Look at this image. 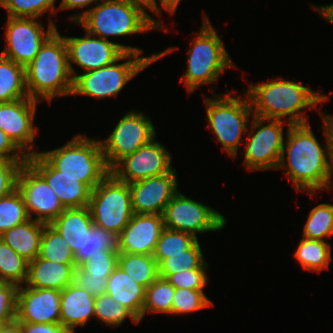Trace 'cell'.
<instances>
[{"mask_svg":"<svg viewBox=\"0 0 333 333\" xmlns=\"http://www.w3.org/2000/svg\"><path fill=\"white\" fill-rule=\"evenodd\" d=\"M320 115L323 119L325 149L313 134L309 123L287 126V139L277 167V169H286V177L291 180L297 192L305 190L310 197L319 190H329L333 187L326 114L321 111Z\"/></svg>","mask_w":333,"mask_h":333,"instance_id":"obj_1","label":"cell"},{"mask_svg":"<svg viewBox=\"0 0 333 333\" xmlns=\"http://www.w3.org/2000/svg\"><path fill=\"white\" fill-rule=\"evenodd\" d=\"M245 94L250 100L253 115L284 120L288 126L309 123L304 110L317 108L318 104L329 100L326 94L283 77L261 84L251 83Z\"/></svg>","mask_w":333,"mask_h":333,"instance_id":"obj_2","label":"cell"},{"mask_svg":"<svg viewBox=\"0 0 333 333\" xmlns=\"http://www.w3.org/2000/svg\"><path fill=\"white\" fill-rule=\"evenodd\" d=\"M89 34L109 40L108 37H124L145 33L152 29H168L146 12L145 7L128 0H101L90 9L70 16Z\"/></svg>","mask_w":333,"mask_h":333,"instance_id":"obj_3","label":"cell"},{"mask_svg":"<svg viewBox=\"0 0 333 333\" xmlns=\"http://www.w3.org/2000/svg\"><path fill=\"white\" fill-rule=\"evenodd\" d=\"M25 76L29 98L50 103L56 97L71 96L73 77L68 64L67 46L58 29L25 66Z\"/></svg>","mask_w":333,"mask_h":333,"instance_id":"obj_4","label":"cell"},{"mask_svg":"<svg viewBox=\"0 0 333 333\" xmlns=\"http://www.w3.org/2000/svg\"><path fill=\"white\" fill-rule=\"evenodd\" d=\"M178 47H168L162 52L150 56L138 53H124L114 63L90 70L73 77L71 95H84L97 99L117 97L124 86L153 62L162 59ZM123 63L119 61L125 60Z\"/></svg>","mask_w":333,"mask_h":333,"instance_id":"obj_5","label":"cell"},{"mask_svg":"<svg viewBox=\"0 0 333 333\" xmlns=\"http://www.w3.org/2000/svg\"><path fill=\"white\" fill-rule=\"evenodd\" d=\"M202 22L199 33L190 43L187 70L181 78L189 94L202 85L209 86L218 81L227 68L236 67L207 15Z\"/></svg>","mask_w":333,"mask_h":333,"instance_id":"obj_6","label":"cell"},{"mask_svg":"<svg viewBox=\"0 0 333 333\" xmlns=\"http://www.w3.org/2000/svg\"><path fill=\"white\" fill-rule=\"evenodd\" d=\"M39 153L62 175L77 178L93 190L109 173L100 140L74 136L65 145Z\"/></svg>","mask_w":333,"mask_h":333,"instance_id":"obj_7","label":"cell"},{"mask_svg":"<svg viewBox=\"0 0 333 333\" xmlns=\"http://www.w3.org/2000/svg\"><path fill=\"white\" fill-rule=\"evenodd\" d=\"M215 99L204 97L208 127L215 134L220 142L223 151L235 159L239 151L240 144L244 145L242 136L246 135L250 116L253 114L250 100L246 97L238 98L231 96V93L217 94Z\"/></svg>","mask_w":333,"mask_h":333,"instance_id":"obj_8","label":"cell"},{"mask_svg":"<svg viewBox=\"0 0 333 333\" xmlns=\"http://www.w3.org/2000/svg\"><path fill=\"white\" fill-rule=\"evenodd\" d=\"M88 208L93 224L119 235L134 215L129 184L110 172L91 191Z\"/></svg>","mask_w":333,"mask_h":333,"instance_id":"obj_9","label":"cell"},{"mask_svg":"<svg viewBox=\"0 0 333 333\" xmlns=\"http://www.w3.org/2000/svg\"><path fill=\"white\" fill-rule=\"evenodd\" d=\"M283 121L253 115L243 151V165L249 171L277 169L285 142Z\"/></svg>","mask_w":333,"mask_h":333,"instance_id":"obj_10","label":"cell"},{"mask_svg":"<svg viewBox=\"0 0 333 333\" xmlns=\"http://www.w3.org/2000/svg\"><path fill=\"white\" fill-rule=\"evenodd\" d=\"M155 127L143 112L131 110L116 124L108 138L100 140L104 161L111 170L125 156L155 138Z\"/></svg>","mask_w":333,"mask_h":333,"instance_id":"obj_11","label":"cell"},{"mask_svg":"<svg viewBox=\"0 0 333 333\" xmlns=\"http://www.w3.org/2000/svg\"><path fill=\"white\" fill-rule=\"evenodd\" d=\"M162 216L164 228L187 232L196 238L198 233L222 230L227 220L213 207L190 199L179 191L167 204Z\"/></svg>","mask_w":333,"mask_h":333,"instance_id":"obj_12","label":"cell"},{"mask_svg":"<svg viewBox=\"0 0 333 333\" xmlns=\"http://www.w3.org/2000/svg\"><path fill=\"white\" fill-rule=\"evenodd\" d=\"M6 22V46L0 53L22 66H27L37 55L45 41L57 30L55 21L50 20L44 31L38 18L9 17Z\"/></svg>","mask_w":333,"mask_h":333,"instance_id":"obj_13","label":"cell"},{"mask_svg":"<svg viewBox=\"0 0 333 333\" xmlns=\"http://www.w3.org/2000/svg\"><path fill=\"white\" fill-rule=\"evenodd\" d=\"M63 37L67 46L68 64L72 77L78 73L72 63L79 65L78 67L87 72L114 63L124 53H143L140 48L105 40L89 34L86 30L85 37Z\"/></svg>","mask_w":333,"mask_h":333,"instance_id":"obj_14","label":"cell"},{"mask_svg":"<svg viewBox=\"0 0 333 333\" xmlns=\"http://www.w3.org/2000/svg\"><path fill=\"white\" fill-rule=\"evenodd\" d=\"M16 189L31 219L50 224L65 209L45 178L28 161L19 169Z\"/></svg>","mask_w":333,"mask_h":333,"instance_id":"obj_15","label":"cell"},{"mask_svg":"<svg viewBox=\"0 0 333 333\" xmlns=\"http://www.w3.org/2000/svg\"><path fill=\"white\" fill-rule=\"evenodd\" d=\"M172 154L156 137L133 154L121 159L110 172L120 181L131 184L170 172Z\"/></svg>","mask_w":333,"mask_h":333,"instance_id":"obj_16","label":"cell"},{"mask_svg":"<svg viewBox=\"0 0 333 333\" xmlns=\"http://www.w3.org/2000/svg\"><path fill=\"white\" fill-rule=\"evenodd\" d=\"M38 102L28 97L0 103V129L27 157L38 153L33 147L38 134V127L34 126Z\"/></svg>","mask_w":333,"mask_h":333,"instance_id":"obj_17","label":"cell"},{"mask_svg":"<svg viewBox=\"0 0 333 333\" xmlns=\"http://www.w3.org/2000/svg\"><path fill=\"white\" fill-rule=\"evenodd\" d=\"M176 174L173 168L168 173L129 184L133 213L162 215L167 204L179 191Z\"/></svg>","mask_w":333,"mask_h":333,"instance_id":"obj_18","label":"cell"},{"mask_svg":"<svg viewBox=\"0 0 333 333\" xmlns=\"http://www.w3.org/2000/svg\"><path fill=\"white\" fill-rule=\"evenodd\" d=\"M21 285L17 293L18 322L60 323V291Z\"/></svg>","mask_w":333,"mask_h":333,"instance_id":"obj_19","label":"cell"},{"mask_svg":"<svg viewBox=\"0 0 333 333\" xmlns=\"http://www.w3.org/2000/svg\"><path fill=\"white\" fill-rule=\"evenodd\" d=\"M163 229L162 215L134 214L118 235V252L153 255Z\"/></svg>","mask_w":333,"mask_h":333,"instance_id":"obj_20","label":"cell"},{"mask_svg":"<svg viewBox=\"0 0 333 333\" xmlns=\"http://www.w3.org/2000/svg\"><path fill=\"white\" fill-rule=\"evenodd\" d=\"M27 161L45 178L65 208H82L89 204L91 189L77 178L62 175L39 152Z\"/></svg>","mask_w":333,"mask_h":333,"instance_id":"obj_21","label":"cell"},{"mask_svg":"<svg viewBox=\"0 0 333 333\" xmlns=\"http://www.w3.org/2000/svg\"><path fill=\"white\" fill-rule=\"evenodd\" d=\"M50 225L67 241L76 266L83 264L84 242L93 226L88 206L65 208Z\"/></svg>","mask_w":333,"mask_h":333,"instance_id":"obj_22","label":"cell"},{"mask_svg":"<svg viewBox=\"0 0 333 333\" xmlns=\"http://www.w3.org/2000/svg\"><path fill=\"white\" fill-rule=\"evenodd\" d=\"M94 305L95 297L71 283L60 291V324L76 333V326L83 327L94 317Z\"/></svg>","mask_w":333,"mask_h":333,"instance_id":"obj_23","label":"cell"},{"mask_svg":"<svg viewBox=\"0 0 333 333\" xmlns=\"http://www.w3.org/2000/svg\"><path fill=\"white\" fill-rule=\"evenodd\" d=\"M76 264H61L39 256L28 263L25 286L62 291L73 283Z\"/></svg>","mask_w":333,"mask_h":333,"instance_id":"obj_24","label":"cell"},{"mask_svg":"<svg viewBox=\"0 0 333 333\" xmlns=\"http://www.w3.org/2000/svg\"><path fill=\"white\" fill-rule=\"evenodd\" d=\"M106 293L120 305L127 308L138 321H142L145 288L136 283L119 266L114 269L107 279Z\"/></svg>","mask_w":333,"mask_h":333,"instance_id":"obj_25","label":"cell"},{"mask_svg":"<svg viewBox=\"0 0 333 333\" xmlns=\"http://www.w3.org/2000/svg\"><path fill=\"white\" fill-rule=\"evenodd\" d=\"M46 223L29 218L25 222L4 231L0 239L26 261L38 257L40 241Z\"/></svg>","mask_w":333,"mask_h":333,"instance_id":"obj_26","label":"cell"},{"mask_svg":"<svg viewBox=\"0 0 333 333\" xmlns=\"http://www.w3.org/2000/svg\"><path fill=\"white\" fill-rule=\"evenodd\" d=\"M28 97L25 67L0 55V103Z\"/></svg>","mask_w":333,"mask_h":333,"instance_id":"obj_27","label":"cell"},{"mask_svg":"<svg viewBox=\"0 0 333 333\" xmlns=\"http://www.w3.org/2000/svg\"><path fill=\"white\" fill-rule=\"evenodd\" d=\"M117 266L145 289L159 277L158 263L153 255L119 252Z\"/></svg>","mask_w":333,"mask_h":333,"instance_id":"obj_28","label":"cell"},{"mask_svg":"<svg viewBox=\"0 0 333 333\" xmlns=\"http://www.w3.org/2000/svg\"><path fill=\"white\" fill-rule=\"evenodd\" d=\"M296 261L303 269L316 273L328 269L331 258V246L326 241L302 237L294 252Z\"/></svg>","mask_w":333,"mask_h":333,"instance_id":"obj_29","label":"cell"},{"mask_svg":"<svg viewBox=\"0 0 333 333\" xmlns=\"http://www.w3.org/2000/svg\"><path fill=\"white\" fill-rule=\"evenodd\" d=\"M208 266L199 240H197L189 249L184 251V254L167 255V258L158 265L159 277L167 279L172 274L197 268H208Z\"/></svg>","mask_w":333,"mask_h":333,"instance_id":"obj_30","label":"cell"},{"mask_svg":"<svg viewBox=\"0 0 333 333\" xmlns=\"http://www.w3.org/2000/svg\"><path fill=\"white\" fill-rule=\"evenodd\" d=\"M38 256L56 263L75 264L74 254L67 241L50 224L44 226Z\"/></svg>","mask_w":333,"mask_h":333,"instance_id":"obj_31","label":"cell"},{"mask_svg":"<svg viewBox=\"0 0 333 333\" xmlns=\"http://www.w3.org/2000/svg\"><path fill=\"white\" fill-rule=\"evenodd\" d=\"M175 288L166 280L158 277L145 289L142 320L146 313L172 314Z\"/></svg>","mask_w":333,"mask_h":333,"instance_id":"obj_32","label":"cell"},{"mask_svg":"<svg viewBox=\"0 0 333 333\" xmlns=\"http://www.w3.org/2000/svg\"><path fill=\"white\" fill-rule=\"evenodd\" d=\"M302 237L325 241L333 236V204L320 203L310 210Z\"/></svg>","mask_w":333,"mask_h":333,"instance_id":"obj_33","label":"cell"},{"mask_svg":"<svg viewBox=\"0 0 333 333\" xmlns=\"http://www.w3.org/2000/svg\"><path fill=\"white\" fill-rule=\"evenodd\" d=\"M197 240L198 238L190 233L164 228L157 241L153 257L159 265L167 258V255L184 254V251Z\"/></svg>","mask_w":333,"mask_h":333,"instance_id":"obj_34","label":"cell"},{"mask_svg":"<svg viewBox=\"0 0 333 333\" xmlns=\"http://www.w3.org/2000/svg\"><path fill=\"white\" fill-rule=\"evenodd\" d=\"M28 263L0 239V279L18 286L25 284Z\"/></svg>","mask_w":333,"mask_h":333,"instance_id":"obj_35","label":"cell"},{"mask_svg":"<svg viewBox=\"0 0 333 333\" xmlns=\"http://www.w3.org/2000/svg\"><path fill=\"white\" fill-rule=\"evenodd\" d=\"M128 317L133 323H140L127 308L116 302L109 294L95 297L94 318L101 323L115 328L120 326Z\"/></svg>","mask_w":333,"mask_h":333,"instance_id":"obj_36","label":"cell"},{"mask_svg":"<svg viewBox=\"0 0 333 333\" xmlns=\"http://www.w3.org/2000/svg\"><path fill=\"white\" fill-rule=\"evenodd\" d=\"M28 219L25 203L17 189L0 198V235Z\"/></svg>","mask_w":333,"mask_h":333,"instance_id":"obj_37","label":"cell"},{"mask_svg":"<svg viewBox=\"0 0 333 333\" xmlns=\"http://www.w3.org/2000/svg\"><path fill=\"white\" fill-rule=\"evenodd\" d=\"M57 0H2L0 7L7 10L9 17L39 18L45 12H58L55 9Z\"/></svg>","mask_w":333,"mask_h":333,"instance_id":"obj_38","label":"cell"},{"mask_svg":"<svg viewBox=\"0 0 333 333\" xmlns=\"http://www.w3.org/2000/svg\"><path fill=\"white\" fill-rule=\"evenodd\" d=\"M212 306L214 303L207 298L203 290L175 288L172 315L193 313Z\"/></svg>","mask_w":333,"mask_h":333,"instance_id":"obj_39","label":"cell"},{"mask_svg":"<svg viewBox=\"0 0 333 333\" xmlns=\"http://www.w3.org/2000/svg\"><path fill=\"white\" fill-rule=\"evenodd\" d=\"M104 250H118V235L93 224L84 242L83 263Z\"/></svg>","mask_w":333,"mask_h":333,"instance_id":"obj_40","label":"cell"},{"mask_svg":"<svg viewBox=\"0 0 333 333\" xmlns=\"http://www.w3.org/2000/svg\"><path fill=\"white\" fill-rule=\"evenodd\" d=\"M118 255V250H104L96 256L91 255L79 267L90 276L109 277L118 265Z\"/></svg>","mask_w":333,"mask_h":333,"instance_id":"obj_41","label":"cell"},{"mask_svg":"<svg viewBox=\"0 0 333 333\" xmlns=\"http://www.w3.org/2000/svg\"><path fill=\"white\" fill-rule=\"evenodd\" d=\"M19 286L0 279V324L16 320Z\"/></svg>","mask_w":333,"mask_h":333,"instance_id":"obj_42","label":"cell"},{"mask_svg":"<svg viewBox=\"0 0 333 333\" xmlns=\"http://www.w3.org/2000/svg\"><path fill=\"white\" fill-rule=\"evenodd\" d=\"M208 268H197L170 275L166 280L174 288L204 290L208 285Z\"/></svg>","mask_w":333,"mask_h":333,"instance_id":"obj_43","label":"cell"},{"mask_svg":"<svg viewBox=\"0 0 333 333\" xmlns=\"http://www.w3.org/2000/svg\"><path fill=\"white\" fill-rule=\"evenodd\" d=\"M26 161L0 159V198L9 195L16 189L19 169Z\"/></svg>","mask_w":333,"mask_h":333,"instance_id":"obj_44","label":"cell"},{"mask_svg":"<svg viewBox=\"0 0 333 333\" xmlns=\"http://www.w3.org/2000/svg\"><path fill=\"white\" fill-rule=\"evenodd\" d=\"M108 277L90 276L79 266L74 268L73 283L87 290L93 297L106 294Z\"/></svg>","mask_w":333,"mask_h":333,"instance_id":"obj_45","label":"cell"},{"mask_svg":"<svg viewBox=\"0 0 333 333\" xmlns=\"http://www.w3.org/2000/svg\"><path fill=\"white\" fill-rule=\"evenodd\" d=\"M12 153V154H11ZM0 159L27 160L24 154L14 142L0 129Z\"/></svg>","mask_w":333,"mask_h":333,"instance_id":"obj_46","label":"cell"},{"mask_svg":"<svg viewBox=\"0 0 333 333\" xmlns=\"http://www.w3.org/2000/svg\"><path fill=\"white\" fill-rule=\"evenodd\" d=\"M22 333H71L60 323H29L19 322Z\"/></svg>","mask_w":333,"mask_h":333,"instance_id":"obj_47","label":"cell"},{"mask_svg":"<svg viewBox=\"0 0 333 333\" xmlns=\"http://www.w3.org/2000/svg\"><path fill=\"white\" fill-rule=\"evenodd\" d=\"M99 1L101 0H61L57 10H74L75 8H85L90 6L92 3L97 4Z\"/></svg>","mask_w":333,"mask_h":333,"instance_id":"obj_48","label":"cell"},{"mask_svg":"<svg viewBox=\"0 0 333 333\" xmlns=\"http://www.w3.org/2000/svg\"><path fill=\"white\" fill-rule=\"evenodd\" d=\"M326 129L329 139L330 164L333 169V116L326 115Z\"/></svg>","mask_w":333,"mask_h":333,"instance_id":"obj_49","label":"cell"},{"mask_svg":"<svg viewBox=\"0 0 333 333\" xmlns=\"http://www.w3.org/2000/svg\"><path fill=\"white\" fill-rule=\"evenodd\" d=\"M311 7L333 25V4Z\"/></svg>","mask_w":333,"mask_h":333,"instance_id":"obj_50","label":"cell"},{"mask_svg":"<svg viewBox=\"0 0 333 333\" xmlns=\"http://www.w3.org/2000/svg\"><path fill=\"white\" fill-rule=\"evenodd\" d=\"M128 1H132L135 2L137 4H140L141 6L145 7L146 9H149L150 11H152V13L157 14V15H161L162 11L160 9V4L157 3L156 0H128Z\"/></svg>","mask_w":333,"mask_h":333,"instance_id":"obj_51","label":"cell"},{"mask_svg":"<svg viewBox=\"0 0 333 333\" xmlns=\"http://www.w3.org/2000/svg\"><path fill=\"white\" fill-rule=\"evenodd\" d=\"M0 333H22L20 324L17 320L6 324H0Z\"/></svg>","mask_w":333,"mask_h":333,"instance_id":"obj_52","label":"cell"},{"mask_svg":"<svg viewBox=\"0 0 333 333\" xmlns=\"http://www.w3.org/2000/svg\"><path fill=\"white\" fill-rule=\"evenodd\" d=\"M159 2L160 7L164 8L167 13L174 15L181 0H159Z\"/></svg>","mask_w":333,"mask_h":333,"instance_id":"obj_53","label":"cell"}]
</instances>
